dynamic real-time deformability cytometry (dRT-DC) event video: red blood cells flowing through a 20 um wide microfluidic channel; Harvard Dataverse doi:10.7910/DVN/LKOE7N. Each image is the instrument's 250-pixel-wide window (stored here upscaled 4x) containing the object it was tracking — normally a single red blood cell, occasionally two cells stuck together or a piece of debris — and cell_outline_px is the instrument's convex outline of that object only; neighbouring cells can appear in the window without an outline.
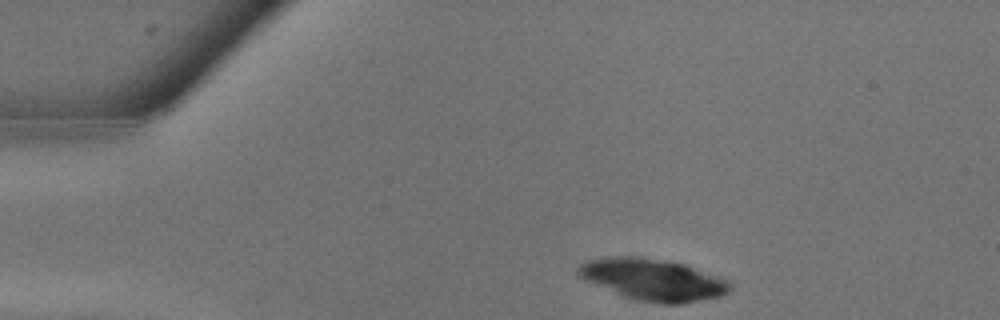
{"species": "common noctule bat (a hibernating species)", "species_latin": "Nyctalus noctula", "temperature_condition": "warm", "stored_images_in_passage": 6, "camera_frame_rate_fps": 3000, "um_per_image_px": 0.085, "animal": {"sex": "male", "body_mass_g": 13.3}, "frame": {"image": 1, "passage_image": 1, "time_ms": 0.0, "image_size_px": [1000, 320], "cell_outline_px": [[732, 288], [728, 292], [720, 296], [684, 304], [656, 304], [632, 300], [584, 280], [576, 272], [576, 268], [580, 264], [588, 260], [612, 256], [644, 256], [684, 264], [716, 276], [732, 284]], "centroid_in_image_um": [55.46, 23.78], "position_along_channel_um": 29.5, "area_um2": 37.11}}